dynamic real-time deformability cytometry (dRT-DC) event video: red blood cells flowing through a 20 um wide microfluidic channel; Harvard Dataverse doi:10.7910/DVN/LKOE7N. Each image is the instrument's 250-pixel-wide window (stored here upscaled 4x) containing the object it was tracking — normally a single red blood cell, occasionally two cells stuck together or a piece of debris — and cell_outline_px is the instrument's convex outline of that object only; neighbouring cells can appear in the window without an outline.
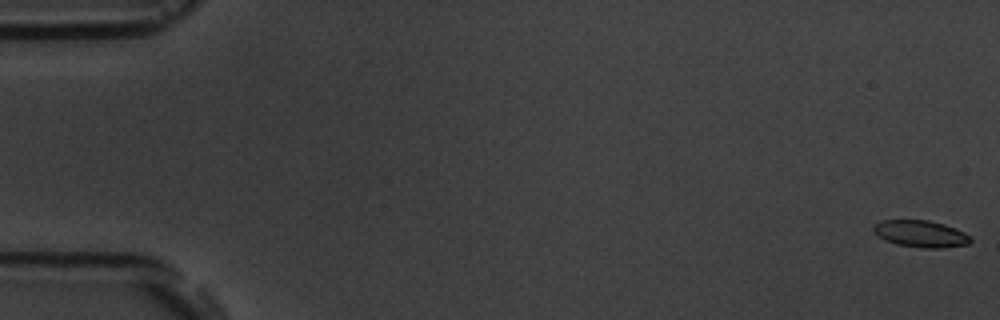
{"species": "common noctule bat (a hibernating species)", "species_latin": "Nyctalus noctula", "temperature_condition": "room temperature", "stored_images_in_passage": 9, "camera_frame_rate_fps": 3000, "um_per_image_px": 0.085, "animal": {"sex": "male", "body_mass_g": 19.5, "forearm_length_mm": 54.6}, "frame": {"image": 1, "passage_image": 1, "time_ms": 0.0, "image_size_px": [1000, 320], "cell_outline_px": [[972, 240], [968, 244], [940, 248], [920, 248], [896, 244], [884, 240], [872, 232], [872, 228], [880, 220], [928, 220], [944, 224], [956, 228], [972, 236]], "centroid_in_image_um": [78.25, 19.87], "position_along_channel_um": 6.7, "area_um2": 15.37}}
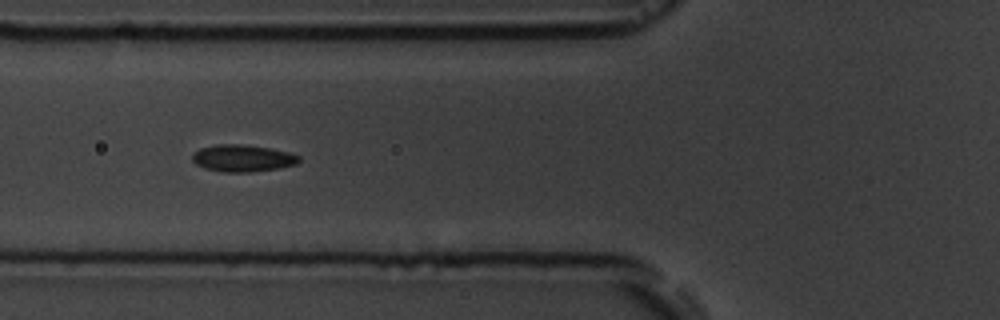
{"frame": {"image": 2, "passage_image": 7, "time_ms": 7.0, "image_size_px": [1000, 320], "cell_outline_px": [[300, 160], [296, 164], [280, 168], [248, 172], [224, 172], [204, 168], [196, 164], [192, 160], [192, 152], [200, 148], [216, 144], [240, 144], [272, 148], [288, 152], [300, 156]], "centroid_in_image_um": [20.6, 13.44], "position_along_channel_um": 105.2, "area_um2": 16.88}}
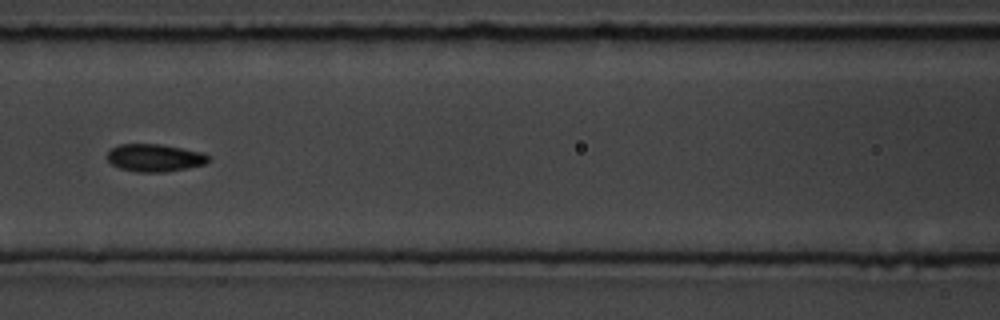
{"frame": {"image": 3, "passage_image": 8, "time_ms": 8.333, "image_size_px": [1000, 320], "cell_outline_px": [[212, 160], [204, 164], [188, 168], [164, 172], [136, 172], [120, 168], [112, 164], [108, 160], [108, 152], [112, 148], [120, 144], [160, 144], [204, 152], [212, 156]], "centroid_in_image_um": [13.22, 13.41], "position_along_channel_um": 153.4, "area_um2": 16.42}}